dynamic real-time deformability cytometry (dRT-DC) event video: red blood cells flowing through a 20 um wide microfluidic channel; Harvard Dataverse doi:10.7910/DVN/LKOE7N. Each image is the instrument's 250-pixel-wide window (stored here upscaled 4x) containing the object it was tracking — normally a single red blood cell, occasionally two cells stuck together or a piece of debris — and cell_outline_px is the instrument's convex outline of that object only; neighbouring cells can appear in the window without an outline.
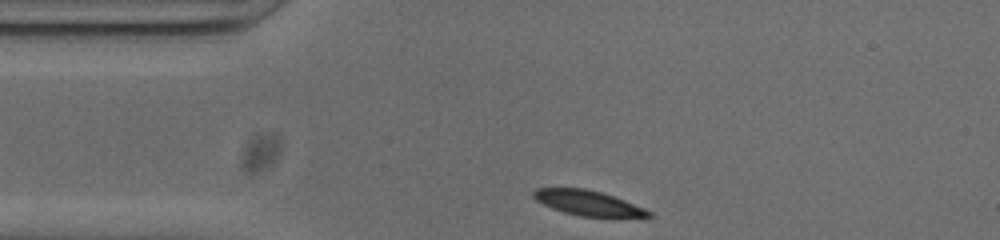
{"species": "common noctule bat (a hibernating species)", "species_latin": "Nyctalus noctula", "temperature_condition": "cold", "stored_images_in_passage": 32, "camera_frame_rate_fps": 3000, "um_per_image_px": 0.085, "animal": {"sex": "male", "body_mass_g": 20.0, "forearm_length_mm": 53.3}, "frame": {"image": 1, "passage_image": 1, "time_ms": 0.0, "image_size_px": [1000, 240], "cell_outline_px": [[652, 216], [580, 216], [564, 212], [552, 208], [536, 200], [532, 196], [532, 192], [536, 188], [584, 188], [600, 192], [624, 200], [644, 208], [652, 212]], "centroid_in_image_um": [49.92, 17.23], "position_along_channel_um": 35.1, "area_um2": 16.36}}
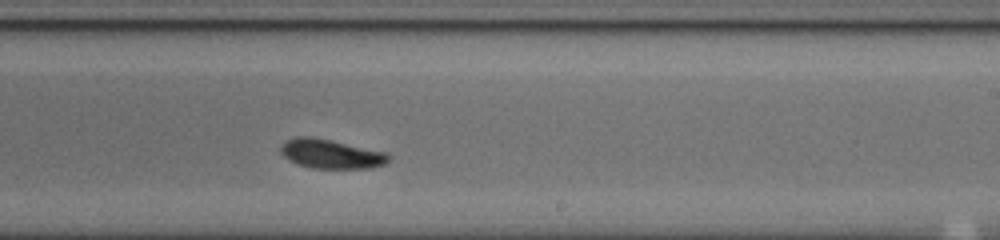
{"frame": {"image": 2, "passage_image": 21, "time_ms": 6.667, "image_size_px": [1000, 240], "cell_outline_px": [[392, 156], [384, 164], [368, 168], [312, 168], [296, 164], [288, 160], [280, 152], [280, 144], [284, 140], [296, 136], [308, 136], [388, 152]], "centroid_in_image_um": [28.09, 13.08], "position_along_channel_um": 260.9, "area_um2": 18.44}}
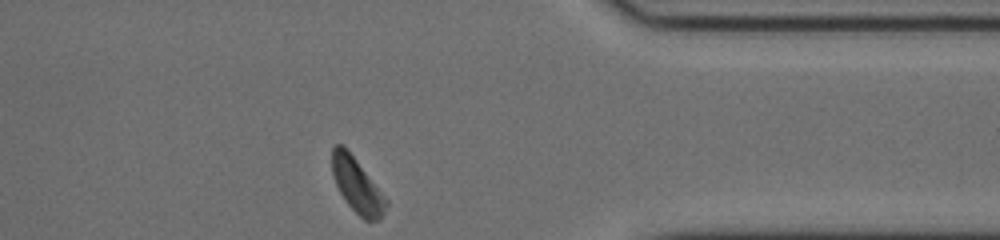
{"frame": {"image": 3, "passage_image": 32, "time_ms": 10.333, "image_size_px": [1000, 240], "cell_outline_px": [[388, 204], [380, 220], [364, 220], [348, 204], [340, 192], [336, 184], [332, 172], [332, 148], [336, 144], [344, 144], [388, 200]], "centroid_in_image_um": [30.35, 15.74], "position_along_channel_um": 381.0, "area_um2": 16.99}, "authors_computed_cell_mechanics": {"area_um2": 18.3226, "velocity_mm_per_s": 3.7893, "shape_relaxation_time_tau1_ms": 3.6093, "shape_relaxation_time_tau2_ms": 2.9112, "deformation_change_tau1": 0.1327, "deformation_change_tau2": 0.0736}}